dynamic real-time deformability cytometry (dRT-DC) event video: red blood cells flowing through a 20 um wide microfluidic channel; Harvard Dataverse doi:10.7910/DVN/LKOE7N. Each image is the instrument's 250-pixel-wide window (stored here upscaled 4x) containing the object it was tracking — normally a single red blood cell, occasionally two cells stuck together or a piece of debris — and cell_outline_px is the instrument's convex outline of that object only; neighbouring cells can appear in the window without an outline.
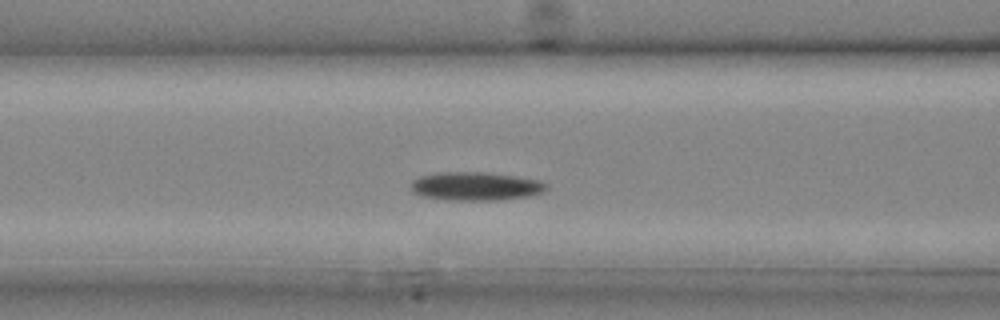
{"species": "common noctule bat (a hibernating species)", "species_latin": "Nyctalus noctula", "temperature_condition": "cold", "stored_images_in_passage": 15, "camera_frame_rate_fps": 3000, "um_per_image_px": 0.085, "animal": {"sex": "male", "body_mass_g": 20.4}, "frame": {"image": 1, "passage_image": 8, "time_ms": 2.333, "image_size_px": [1000, 320], "cell_outline_px": [[548, 188], [544, 192], [528, 196], [496, 200], [452, 200], [420, 196], [412, 192], [412, 180], [420, 176], [440, 172], [488, 172], [516, 176], [540, 180], [548, 184]], "centroid_in_image_um": [40.45, 15.82], "position_along_channel_um": 126.1, "area_um2": 22.6}}
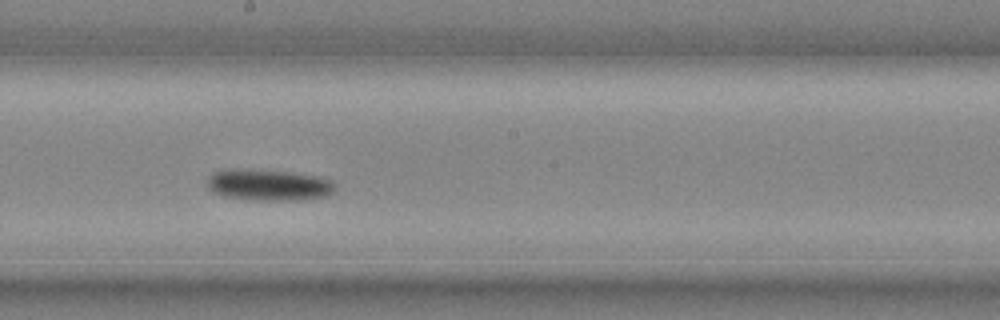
{"frame": {"image": 2, "passage_image": 12, "time_ms": 3.667, "image_size_px": [1000, 320], "cell_outline_px": [[336, 188], [328, 196], [304, 200], [244, 200], [224, 196], [212, 192], [208, 184], [208, 180], [212, 172], [292, 172], [316, 176], [332, 180]], "centroid_in_image_um": [22.94, 15.79], "position_along_channel_um": 225.3, "area_um2": 22.43}}
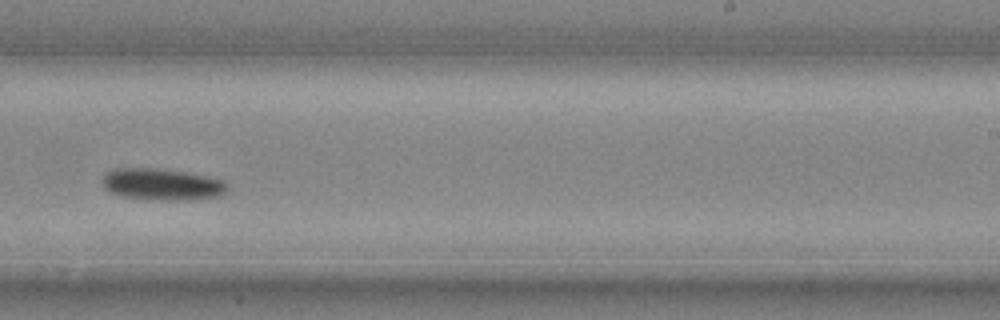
{"frame": {"image": 3, "passage_image": 14, "time_ms": 4.333, "image_size_px": [1000, 320], "cell_outline_px": [[228, 188], [220, 196], [192, 200], [152, 200], [124, 196], [112, 192], [104, 188], [100, 180], [104, 172], [112, 168], [156, 168], [188, 172], [208, 176], [224, 180], [228, 184]], "centroid_in_image_um": [13.76, 15.66], "position_along_channel_um": 275.2, "area_um2": 23.52}}